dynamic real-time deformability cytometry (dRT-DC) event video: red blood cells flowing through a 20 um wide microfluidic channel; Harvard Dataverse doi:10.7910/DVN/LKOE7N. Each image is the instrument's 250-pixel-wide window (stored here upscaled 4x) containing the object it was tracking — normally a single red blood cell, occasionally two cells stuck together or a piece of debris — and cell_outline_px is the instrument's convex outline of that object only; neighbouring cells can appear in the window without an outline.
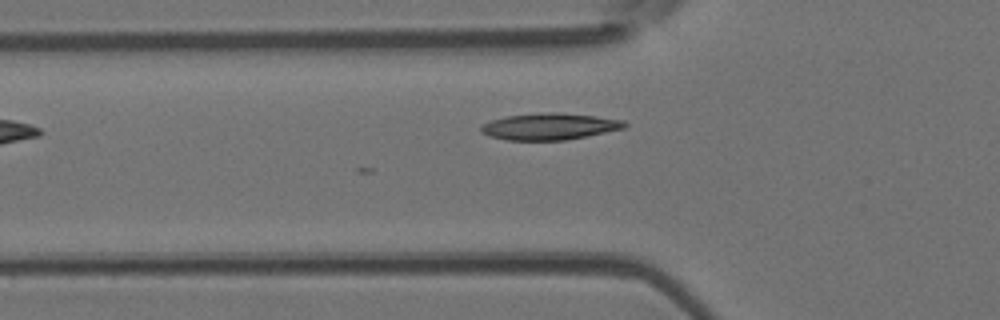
{"species": "Egyptian fruit bat (a non-hibernating species)", "species_latin": "Rousettus aegyptiacus", "temperature_condition": "room temperature", "stored_images_in_passage": 2, "camera_frame_rate_fps": 3000, "um_per_image_px": 0.085, "animal": {"sex": "female"}, "frame": {"image": 1, "passage_image": 2, "time_ms": 0.333, "image_size_px": [1000, 320], "cell_outline_px": [[628, 124], [624, 128], [564, 140], [508, 140], [488, 136], [480, 132], [480, 124], [504, 116], [548, 112], [556, 112], [592, 116], [624, 120]], "centroid_in_image_um": [46.64, 10.75], "position_along_channel_um": 79.2, "area_um2": 22.08}}